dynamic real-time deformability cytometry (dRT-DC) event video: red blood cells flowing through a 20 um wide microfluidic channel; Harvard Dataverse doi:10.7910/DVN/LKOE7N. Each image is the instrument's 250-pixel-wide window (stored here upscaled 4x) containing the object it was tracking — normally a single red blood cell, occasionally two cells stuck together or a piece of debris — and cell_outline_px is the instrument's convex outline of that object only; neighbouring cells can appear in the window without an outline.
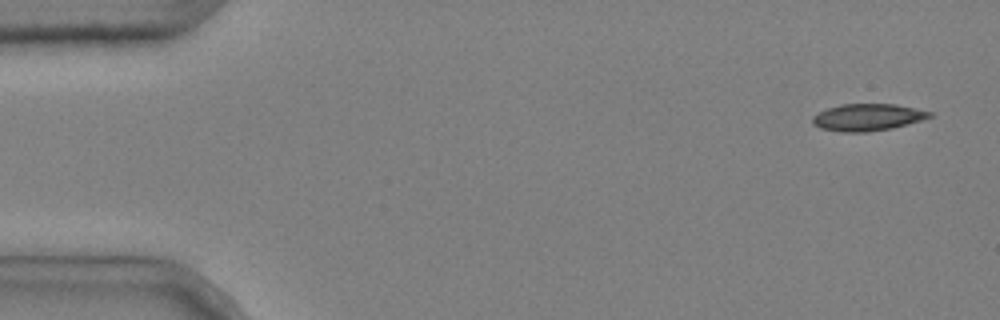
{"species": "common noctule bat (a hibernating species)", "species_latin": "Nyctalus noctula", "temperature_condition": "cold", "stored_images_in_passage": 48, "camera_frame_rate_fps": 3000, "um_per_image_px": 0.085, "animal": {"sex": "male", "body_mass_g": 20.4}, "frame": {"image": 1, "passage_image": 1, "time_ms": 0.0, "image_size_px": [1000, 320], "cell_outline_px": [[932, 116], [920, 120], [892, 128], [868, 132], [844, 132], [820, 128], [812, 124], [812, 116], [828, 108], [840, 104], [896, 104], [932, 112]], "centroid_in_image_um": [73.71, 9.97], "position_along_channel_um": 11.3, "area_um2": 18.26}}
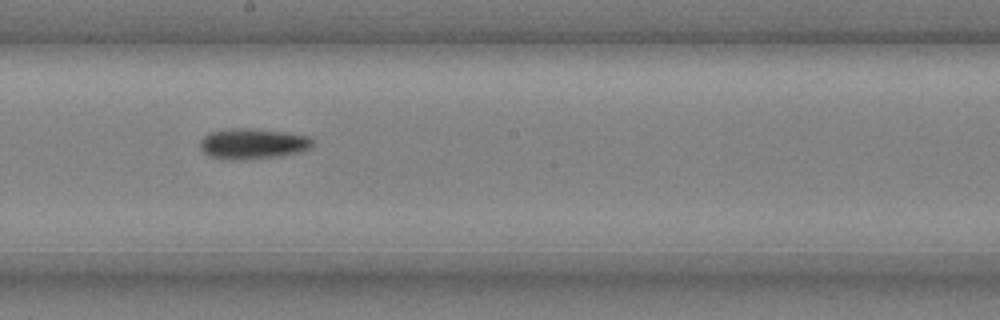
{"frame": {"image": 2, "passage_image": 28, "time_ms": 9.0, "image_size_px": [1000, 320], "cell_outline_px": [[316, 140], [312, 148], [300, 152], [280, 156], [244, 160], [224, 160], [208, 156], [200, 148], [200, 140], [208, 132], [228, 128], [248, 128], [284, 132], [308, 136]], "centroid_in_image_um": [21.48, 12.22], "position_along_channel_um": 226.7, "area_um2": 20.52}}
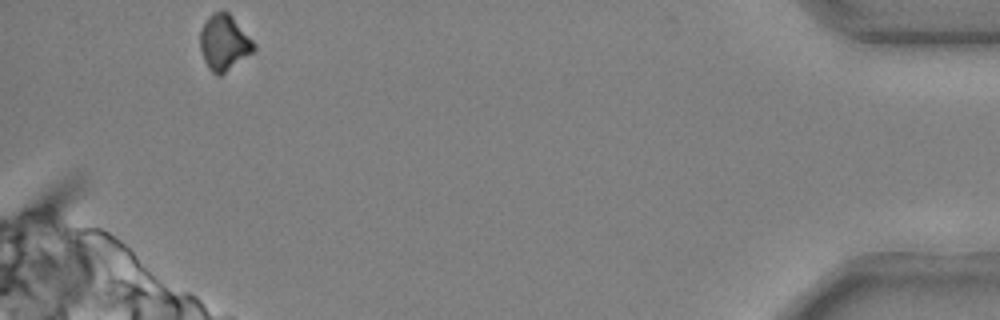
{"frame": {"image": 3, "passage_image": 48, "time_ms": 15.667, "image_size_px": [1000, 320], "cell_outline_px": [[256, 52], [220, 76], [216, 76], [208, 68], [204, 60], [200, 48], [200, 32], [208, 16], [212, 12], [228, 12], [232, 16], [256, 44]], "centroid_in_image_um": [19.08, 3.66], "position_along_channel_um": 416.1, "area_um2": 17.63}, "authors_computed_cell_mechanics": {"area_um2": 18.8139, "velocity_mm_per_s": 3.7097, "shape_relaxation_time_tau1_ms": 5.1855, "shape_relaxation_time_tau2_ms": null, "deformation_change_tau1": 0.1479, "deformation_change_tau2": null}}